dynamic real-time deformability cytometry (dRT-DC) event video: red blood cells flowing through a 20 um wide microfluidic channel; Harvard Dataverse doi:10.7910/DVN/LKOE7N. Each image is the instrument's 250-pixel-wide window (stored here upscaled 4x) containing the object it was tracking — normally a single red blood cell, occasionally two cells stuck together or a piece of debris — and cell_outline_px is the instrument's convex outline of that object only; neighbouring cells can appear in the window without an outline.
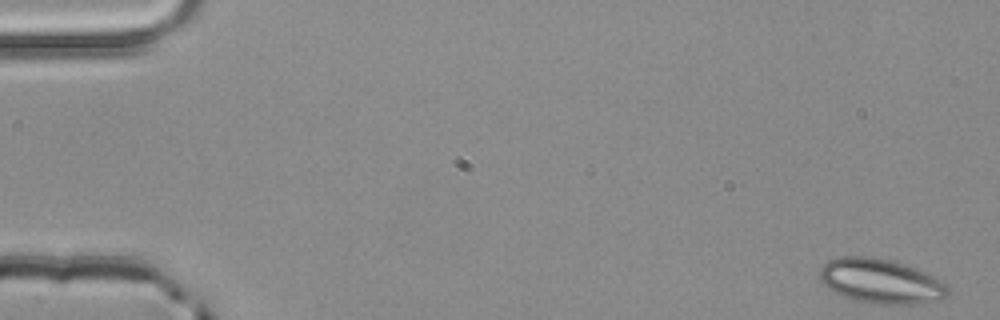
{"species": "common noctule bat (a hibernating species)", "species_latin": "Nyctalus noctula", "temperature_condition": "room temperature", "stored_images_in_passage": 4, "camera_frame_rate_fps": 3000, "um_per_image_px": 0.085, "animal": {"sex": "male", "body_mass_g": 20.4}, "frame": {"image": 1, "passage_image": 1, "time_ms": 0.0, "image_size_px": [1000, 320], "cell_outline_px": [[948, 296], [940, 300], [916, 304], [880, 304], [852, 300], [828, 288], [820, 280], [820, 268], [828, 260], [840, 256], [872, 256], [904, 264], [924, 272], [948, 284]], "centroid_in_image_um": [74.87, 23.9], "position_along_channel_um": 10.1, "area_um2": 33.29}}